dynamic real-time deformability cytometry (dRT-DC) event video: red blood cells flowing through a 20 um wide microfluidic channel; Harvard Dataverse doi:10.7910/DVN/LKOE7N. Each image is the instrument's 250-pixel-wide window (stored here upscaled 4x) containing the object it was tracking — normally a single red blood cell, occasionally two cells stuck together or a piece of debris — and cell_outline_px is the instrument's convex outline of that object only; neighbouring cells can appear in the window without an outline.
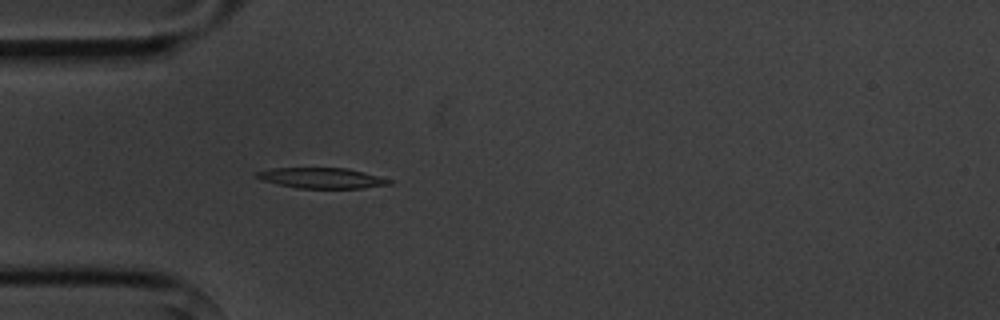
{"species": "common noctule bat (a hibernating species)", "species_latin": "Nyctalus noctula", "temperature_condition": "cold", "stored_images_in_passage": 3, "camera_frame_rate_fps": 3000, "um_per_image_px": 0.085, "animal": {"sex": "male", "body_mass_g": 20.1, "forearm_length_mm": 53.5}, "frame": {"image": 1, "passage_image": 3, "time_ms": 3.333, "image_size_px": [1000, 320], "cell_outline_px": [[396, 180], [392, 184], [364, 188], [296, 188], [264, 180], [252, 176], [256, 172], [272, 168], [348, 168]], "centroid_in_image_um": [27.42, 15.13], "position_along_channel_um": 57.6, "area_um2": 15.95}}